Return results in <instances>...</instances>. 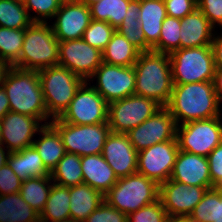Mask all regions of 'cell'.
I'll list each match as a JSON object with an SVG mask.
<instances>
[{
  "label": "cell",
  "mask_w": 222,
  "mask_h": 222,
  "mask_svg": "<svg viewBox=\"0 0 222 222\" xmlns=\"http://www.w3.org/2000/svg\"><path fill=\"white\" fill-rule=\"evenodd\" d=\"M213 81L173 84L171 98L166 108L177 126L196 120L220 116V107Z\"/></svg>",
  "instance_id": "1"
},
{
  "label": "cell",
  "mask_w": 222,
  "mask_h": 222,
  "mask_svg": "<svg viewBox=\"0 0 222 222\" xmlns=\"http://www.w3.org/2000/svg\"><path fill=\"white\" fill-rule=\"evenodd\" d=\"M135 69L134 95L150 98L166 107L170 101L173 81L169 54L142 52L133 65Z\"/></svg>",
  "instance_id": "2"
},
{
  "label": "cell",
  "mask_w": 222,
  "mask_h": 222,
  "mask_svg": "<svg viewBox=\"0 0 222 222\" xmlns=\"http://www.w3.org/2000/svg\"><path fill=\"white\" fill-rule=\"evenodd\" d=\"M3 88L9 99L10 111L47 121L48 115L38 71L12 67Z\"/></svg>",
  "instance_id": "3"
},
{
  "label": "cell",
  "mask_w": 222,
  "mask_h": 222,
  "mask_svg": "<svg viewBox=\"0 0 222 222\" xmlns=\"http://www.w3.org/2000/svg\"><path fill=\"white\" fill-rule=\"evenodd\" d=\"M59 61V40L47 22H33L25 28L23 46L15 68L31 71L56 66Z\"/></svg>",
  "instance_id": "4"
},
{
  "label": "cell",
  "mask_w": 222,
  "mask_h": 222,
  "mask_svg": "<svg viewBox=\"0 0 222 222\" xmlns=\"http://www.w3.org/2000/svg\"><path fill=\"white\" fill-rule=\"evenodd\" d=\"M38 75L45 106L52 119L63 114L77 90L85 82L83 78L60 65L41 69Z\"/></svg>",
  "instance_id": "5"
},
{
  "label": "cell",
  "mask_w": 222,
  "mask_h": 222,
  "mask_svg": "<svg viewBox=\"0 0 222 222\" xmlns=\"http://www.w3.org/2000/svg\"><path fill=\"white\" fill-rule=\"evenodd\" d=\"M158 199L159 185L138 173L118 178L116 184L104 195V200L110 206L126 215Z\"/></svg>",
  "instance_id": "6"
},
{
  "label": "cell",
  "mask_w": 222,
  "mask_h": 222,
  "mask_svg": "<svg viewBox=\"0 0 222 222\" xmlns=\"http://www.w3.org/2000/svg\"><path fill=\"white\" fill-rule=\"evenodd\" d=\"M169 57L173 84L214 81L216 66L211 45L180 48Z\"/></svg>",
  "instance_id": "7"
},
{
  "label": "cell",
  "mask_w": 222,
  "mask_h": 222,
  "mask_svg": "<svg viewBox=\"0 0 222 222\" xmlns=\"http://www.w3.org/2000/svg\"><path fill=\"white\" fill-rule=\"evenodd\" d=\"M49 123L59 132L66 152L78 156L102 154L106 138L111 132L108 123L75 125L63 122L59 117Z\"/></svg>",
  "instance_id": "8"
},
{
  "label": "cell",
  "mask_w": 222,
  "mask_h": 222,
  "mask_svg": "<svg viewBox=\"0 0 222 222\" xmlns=\"http://www.w3.org/2000/svg\"><path fill=\"white\" fill-rule=\"evenodd\" d=\"M176 139L179 150L207 157L222 142L221 116L178 125Z\"/></svg>",
  "instance_id": "9"
},
{
  "label": "cell",
  "mask_w": 222,
  "mask_h": 222,
  "mask_svg": "<svg viewBox=\"0 0 222 222\" xmlns=\"http://www.w3.org/2000/svg\"><path fill=\"white\" fill-rule=\"evenodd\" d=\"M161 108L156 101L137 95L111 102L108 111L110 130L113 133L126 134Z\"/></svg>",
  "instance_id": "10"
},
{
  "label": "cell",
  "mask_w": 222,
  "mask_h": 222,
  "mask_svg": "<svg viewBox=\"0 0 222 222\" xmlns=\"http://www.w3.org/2000/svg\"><path fill=\"white\" fill-rule=\"evenodd\" d=\"M85 81L77 90L69 107L59 117L63 122L75 125L108 123L109 104Z\"/></svg>",
  "instance_id": "11"
},
{
  "label": "cell",
  "mask_w": 222,
  "mask_h": 222,
  "mask_svg": "<svg viewBox=\"0 0 222 222\" xmlns=\"http://www.w3.org/2000/svg\"><path fill=\"white\" fill-rule=\"evenodd\" d=\"M177 139L156 143L138 152L137 173L155 181L158 185L172 175L177 154Z\"/></svg>",
  "instance_id": "12"
},
{
  "label": "cell",
  "mask_w": 222,
  "mask_h": 222,
  "mask_svg": "<svg viewBox=\"0 0 222 222\" xmlns=\"http://www.w3.org/2000/svg\"><path fill=\"white\" fill-rule=\"evenodd\" d=\"M97 78L92 86L109 104L132 96L135 93V69L133 66H117L102 62L91 79Z\"/></svg>",
  "instance_id": "13"
},
{
  "label": "cell",
  "mask_w": 222,
  "mask_h": 222,
  "mask_svg": "<svg viewBox=\"0 0 222 222\" xmlns=\"http://www.w3.org/2000/svg\"><path fill=\"white\" fill-rule=\"evenodd\" d=\"M177 124L166 107L126 133L137 152L176 138Z\"/></svg>",
  "instance_id": "14"
},
{
  "label": "cell",
  "mask_w": 222,
  "mask_h": 222,
  "mask_svg": "<svg viewBox=\"0 0 222 222\" xmlns=\"http://www.w3.org/2000/svg\"><path fill=\"white\" fill-rule=\"evenodd\" d=\"M101 63L102 52L90 46L83 38L59 41L58 65L69 69L85 81H89Z\"/></svg>",
  "instance_id": "15"
},
{
  "label": "cell",
  "mask_w": 222,
  "mask_h": 222,
  "mask_svg": "<svg viewBox=\"0 0 222 222\" xmlns=\"http://www.w3.org/2000/svg\"><path fill=\"white\" fill-rule=\"evenodd\" d=\"M207 190L169 179L159 185V199L168 217L189 216Z\"/></svg>",
  "instance_id": "16"
},
{
  "label": "cell",
  "mask_w": 222,
  "mask_h": 222,
  "mask_svg": "<svg viewBox=\"0 0 222 222\" xmlns=\"http://www.w3.org/2000/svg\"><path fill=\"white\" fill-rule=\"evenodd\" d=\"M39 123L37 118L9 111L0 121L3 147L5 143L6 151L17 152L32 146L35 132H39L43 125L50 124L44 122L45 124L40 126Z\"/></svg>",
  "instance_id": "17"
},
{
  "label": "cell",
  "mask_w": 222,
  "mask_h": 222,
  "mask_svg": "<svg viewBox=\"0 0 222 222\" xmlns=\"http://www.w3.org/2000/svg\"><path fill=\"white\" fill-rule=\"evenodd\" d=\"M52 29L59 41L81 39L91 19L90 7L82 2L61 3Z\"/></svg>",
  "instance_id": "18"
},
{
  "label": "cell",
  "mask_w": 222,
  "mask_h": 222,
  "mask_svg": "<svg viewBox=\"0 0 222 222\" xmlns=\"http://www.w3.org/2000/svg\"><path fill=\"white\" fill-rule=\"evenodd\" d=\"M102 156L117 178L137 173L138 152L127 134L110 132L103 146Z\"/></svg>",
  "instance_id": "19"
},
{
  "label": "cell",
  "mask_w": 222,
  "mask_h": 222,
  "mask_svg": "<svg viewBox=\"0 0 222 222\" xmlns=\"http://www.w3.org/2000/svg\"><path fill=\"white\" fill-rule=\"evenodd\" d=\"M170 179L188 186L215 188L210 178L208 158L181 150L177 154Z\"/></svg>",
  "instance_id": "20"
},
{
  "label": "cell",
  "mask_w": 222,
  "mask_h": 222,
  "mask_svg": "<svg viewBox=\"0 0 222 222\" xmlns=\"http://www.w3.org/2000/svg\"><path fill=\"white\" fill-rule=\"evenodd\" d=\"M213 29V30H212ZM214 27L203 13L196 8L181 19L180 48L211 45Z\"/></svg>",
  "instance_id": "21"
},
{
  "label": "cell",
  "mask_w": 222,
  "mask_h": 222,
  "mask_svg": "<svg viewBox=\"0 0 222 222\" xmlns=\"http://www.w3.org/2000/svg\"><path fill=\"white\" fill-rule=\"evenodd\" d=\"M83 183L105 195L118 181L102 154L81 156Z\"/></svg>",
  "instance_id": "22"
},
{
  "label": "cell",
  "mask_w": 222,
  "mask_h": 222,
  "mask_svg": "<svg viewBox=\"0 0 222 222\" xmlns=\"http://www.w3.org/2000/svg\"><path fill=\"white\" fill-rule=\"evenodd\" d=\"M138 17L146 42L153 48L159 42L162 23L167 17L164 0H140Z\"/></svg>",
  "instance_id": "23"
},
{
  "label": "cell",
  "mask_w": 222,
  "mask_h": 222,
  "mask_svg": "<svg viewBox=\"0 0 222 222\" xmlns=\"http://www.w3.org/2000/svg\"><path fill=\"white\" fill-rule=\"evenodd\" d=\"M104 201V195L88 184L70 187V216L75 222L86 218Z\"/></svg>",
  "instance_id": "24"
},
{
  "label": "cell",
  "mask_w": 222,
  "mask_h": 222,
  "mask_svg": "<svg viewBox=\"0 0 222 222\" xmlns=\"http://www.w3.org/2000/svg\"><path fill=\"white\" fill-rule=\"evenodd\" d=\"M7 164L22 181L34 177L50 176V172L33 146L10 152Z\"/></svg>",
  "instance_id": "25"
},
{
  "label": "cell",
  "mask_w": 222,
  "mask_h": 222,
  "mask_svg": "<svg viewBox=\"0 0 222 222\" xmlns=\"http://www.w3.org/2000/svg\"><path fill=\"white\" fill-rule=\"evenodd\" d=\"M42 137L35 140L32 146L39 153L46 169L51 173L60 159L67 153L59 132L46 124L39 130Z\"/></svg>",
  "instance_id": "26"
},
{
  "label": "cell",
  "mask_w": 222,
  "mask_h": 222,
  "mask_svg": "<svg viewBox=\"0 0 222 222\" xmlns=\"http://www.w3.org/2000/svg\"><path fill=\"white\" fill-rule=\"evenodd\" d=\"M71 220L70 187L53 183L40 222H62Z\"/></svg>",
  "instance_id": "27"
},
{
  "label": "cell",
  "mask_w": 222,
  "mask_h": 222,
  "mask_svg": "<svg viewBox=\"0 0 222 222\" xmlns=\"http://www.w3.org/2000/svg\"><path fill=\"white\" fill-rule=\"evenodd\" d=\"M0 222H40V214L22 199L19 192L0 195Z\"/></svg>",
  "instance_id": "28"
},
{
  "label": "cell",
  "mask_w": 222,
  "mask_h": 222,
  "mask_svg": "<svg viewBox=\"0 0 222 222\" xmlns=\"http://www.w3.org/2000/svg\"><path fill=\"white\" fill-rule=\"evenodd\" d=\"M141 52L125 36L115 31L102 51V62L117 66H133Z\"/></svg>",
  "instance_id": "29"
},
{
  "label": "cell",
  "mask_w": 222,
  "mask_h": 222,
  "mask_svg": "<svg viewBox=\"0 0 222 222\" xmlns=\"http://www.w3.org/2000/svg\"><path fill=\"white\" fill-rule=\"evenodd\" d=\"M140 0H131L122 24L116 29L121 35L135 46L141 53L151 51L152 47L146 42L144 31L139 22Z\"/></svg>",
  "instance_id": "30"
},
{
  "label": "cell",
  "mask_w": 222,
  "mask_h": 222,
  "mask_svg": "<svg viewBox=\"0 0 222 222\" xmlns=\"http://www.w3.org/2000/svg\"><path fill=\"white\" fill-rule=\"evenodd\" d=\"M53 183L73 187L83 183L81 156L66 153L50 173Z\"/></svg>",
  "instance_id": "31"
},
{
  "label": "cell",
  "mask_w": 222,
  "mask_h": 222,
  "mask_svg": "<svg viewBox=\"0 0 222 222\" xmlns=\"http://www.w3.org/2000/svg\"><path fill=\"white\" fill-rule=\"evenodd\" d=\"M51 181V176H48L29 178L22 182L19 191L22 199L39 214H41L46 205V201L53 185V183L51 184Z\"/></svg>",
  "instance_id": "32"
},
{
  "label": "cell",
  "mask_w": 222,
  "mask_h": 222,
  "mask_svg": "<svg viewBox=\"0 0 222 222\" xmlns=\"http://www.w3.org/2000/svg\"><path fill=\"white\" fill-rule=\"evenodd\" d=\"M33 23L22 0H0V26L25 29Z\"/></svg>",
  "instance_id": "33"
},
{
  "label": "cell",
  "mask_w": 222,
  "mask_h": 222,
  "mask_svg": "<svg viewBox=\"0 0 222 222\" xmlns=\"http://www.w3.org/2000/svg\"><path fill=\"white\" fill-rule=\"evenodd\" d=\"M131 0H100L90 6L91 19L106 21L117 29L123 22Z\"/></svg>",
  "instance_id": "34"
},
{
  "label": "cell",
  "mask_w": 222,
  "mask_h": 222,
  "mask_svg": "<svg viewBox=\"0 0 222 222\" xmlns=\"http://www.w3.org/2000/svg\"><path fill=\"white\" fill-rule=\"evenodd\" d=\"M25 29H10L0 26V59L13 65L20 57Z\"/></svg>",
  "instance_id": "35"
},
{
  "label": "cell",
  "mask_w": 222,
  "mask_h": 222,
  "mask_svg": "<svg viewBox=\"0 0 222 222\" xmlns=\"http://www.w3.org/2000/svg\"><path fill=\"white\" fill-rule=\"evenodd\" d=\"M181 19L167 16L161 27L159 42L152 48L153 51L171 54L180 49Z\"/></svg>",
  "instance_id": "36"
},
{
  "label": "cell",
  "mask_w": 222,
  "mask_h": 222,
  "mask_svg": "<svg viewBox=\"0 0 222 222\" xmlns=\"http://www.w3.org/2000/svg\"><path fill=\"white\" fill-rule=\"evenodd\" d=\"M116 29L106 21L91 20L84 31L83 40L101 52L106 48Z\"/></svg>",
  "instance_id": "37"
},
{
  "label": "cell",
  "mask_w": 222,
  "mask_h": 222,
  "mask_svg": "<svg viewBox=\"0 0 222 222\" xmlns=\"http://www.w3.org/2000/svg\"><path fill=\"white\" fill-rule=\"evenodd\" d=\"M217 212V188L208 189L189 215L195 222H214Z\"/></svg>",
  "instance_id": "38"
},
{
  "label": "cell",
  "mask_w": 222,
  "mask_h": 222,
  "mask_svg": "<svg viewBox=\"0 0 222 222\" xmlns=\"http://www.w3.org/2000/svg\"><path fill=\"white\" fill-rule=\"evenodd\" d=\"M167 219L160 199L127 215V222H167Z\"/></svg>",
  "instance_id": "39"
},
{
  "label": "cell",
  "mask_w": 222,
  "mask_h": 222,
  "mask_svg": "<svg viewBox=\"0 0 222 222\" xmlns=\"http://www.w3.org/2000/svg\"><path fill=\"white\" fill-rule=\"evenodd\" d=\"M28 11L32 9L38 15L32 17L33 22L45 23V19L53 18L59 10L61 2L59 0H22ZM41 17V18H40Z\"/></svg>",
  "instance_id": "40"
},
{
  "label": "cell",
  "mask_w": 222,
  "mask_h": 222,
  "mask_svg": "<svg viewBox=\"0 0 222 222\" xmlns=\"http://www.w3.org/2000/svg\"><path fill=\"white\" fill-rule=\"evenodd\" d=\"M84 222H127V215L113 208L104 200Z\"/></svg>",
  "instance_id": "41"
},
{
  "label": "cell",
  "mask_w": 222,
  "mask_h": 222,
  "mask_svg": "<svg viewBox=\"0 0 222 222\" xmlns=\"http://www.w3.org/2000/svg\"><path fill=\"white\" fill-rule=\"evenodd\" d=\"M22 182L8 164L0 167V195L19 192Z\"/></svg>",
  "instance_id": "42"
},
{
  "label": "cell",
  "mask_w": 222,
  "mask_h": 222,
  "mask_svg": "<svg viewBox=\"0 0 222 222\" xmlns=\"http://www.w3.org/2000/svg\"><path fill=\"white\" fill-rule=\"evenodd\" d=\"M197 8L214 28L216 23L222 27V0H197Z\"/></svg>",
  "instance_id": "43"
},
{
  "label": "cell",
  "mask_w": 222,
  "mask_h": 222,
  "mask_svg": "<svg viewBox=\"0 0 222 222\" xmlns=\"http://www.w3.org/2000/svg\"><path fill=\"white\" fill-rule=\"evenodd\" d=\"M167 16L183 19L197 8V0H164Z\"/></svg>",
  "instance_id": "44"
},
{
  "label": "cell",
  "mask_w": 222,
  "mask_h": 222,
  "mask_svg": "<svg viewBox=\"0 0 222 222\" xmlns=\"http://www.w3.org/2000/svg\"><path fill=\"white\" fill-rule=\"evenodd\" d=\"M212 185L217 187L222 182V142L207 156Z\"/></svg>",
  "instance_id": "45"
},
{
  "label": "cell",
  "mask_w": 222,
  "mask_h": 222,
  "mask_svg": "<svg viewBox=\"0 0 222 222\" xmlns=\"http://www.w3.org/2000/svg\"><path fill=\"white\" fill-rule=\"evenodd\" d=\"M216 69H222V35L213 36L211 43Z\"/></svg>",
  "instance_id": "46"
},
{
  "label": "cell",
  "mask_w": 222,
  "mask_h": 222,
  "mask_svg": "<svg viewBox=\"0 0 222 222\" xmlns=\"http://www.w3.org/2000/svg\"><path fill=\"white\" fill-rule=\"evenodd\" d=\"M10 111L9 99L3 86L0 87V121Z\"/></svg>",
  "instance_id": "47"
},
{
  "label": "cell",
  "mask_w": 222,
  "mask_h": 222,
  "mask_svg": "<svg viewBox=\"0 0 222 222\" xmlns=\"http://www.w3.org/2000/svg\"><path fill=\"white\" fill-rule=\"evenodd\" d=\"M214 88L217 95V100L220 105L222 100V69H216V73L214 76Z\"/></svg>",
  "instance_id": "48"
},
{
  "label": "cell",
  "mask_w": 222,
  "mask_h": 222,
  "mask_svg": "<svg viewBox=\"0 0 222 222\" xmlns=\"http://www.w3.org/2000/svg\"><path fill=\"white\" fill-rule=\"evenodd\" d=\"M12 67L13 66L9 62L0 59V87L3 86L6 75Z\"/></svg>",
  "instance_id": "49"
},
{
  "label": "cell",
  "mask_w": 222,
  "mask_h": 222,
  "mask_svg": "<svg viewBox=\"0 0 222 222\" xmlns=\"http://www.w3.org/2000/svg\"><path fill=\"white\" fill-rule=\"evenodd\" d=\"M214 222H222V191L219 189H217V212Z\"/></svg>",
  "instance_id": "50"
},
{
  "label": "cell",
  "mask_w": 222,
  "mask_h": 222,
  "mask_svg": "<svg viewBox=\"0 0 222 222\" xmlns=\"http://www.w3.org/2000/svg\"><path fill=\"white\" fill-rule=\"evenodd\" d=\"M167 222H195L190 216L168 217Z\"/></svg>",
  "instance_id": "51"
},
{
  "label": "cell",
  "mask_w": 222,
  "mask_h": 222,
  "mask_svg": "<svg viewBox=\"0 0 222 222\" xmlns=\"http://www.w3.org/2000/svg\"><path fill=\"white\" fill-rule=\"evenodd\" d=\"M4 150L5 149L3 148V146H1L0 147V167L7 164L8 157H9V154H10L9 151H7L6 154H5Z\"/></svg>",
  "instance_id": "52"
},
{
  "label": "cell",
  "mask_w": 222,
  "mask_h": 222,
  "mask_svg": "<svg viewBox=\"0 0 222 222\" xmlns=\"http://www.w3.org/2000/svg\"><path fill=\"white\" fill-rule=\"evenodd\" d=\"M100 0H79V2L84 3L86 6L90 7L91 5L99 2Z\"/></svg>",
  "instance_id": "53"
},
{
  "label": "cell",
  "mask_w": 222,
  "mask_h": 222,
  "mask_svg": "<svg viewBox=\"0 0 222 222\" xmlns=\"http://www.w3.org/2000/svg\"><path fill=\"white\" fill-rule=\"evenodd\" d=\"M61 3L79 2V0H59Z\"/></svg>",
  "instance_id": "54"
},
{
  "label": "cell",
  "mask_w": 222,
  "mask_h": 222,
  "mask_svg": "<svg viewBox=\"0 0 222 222\" xmlns=\"http://www.w3.org/2000/svg\"><path fill=\"white\" fill-rule=\"evenodd\" d=\"M3 146V141H2V131H1V126H0V147Z\"/></svg>",
  "instance_id": "55"
},
{
  "label": "cell",
  "mask_w": 222,
  "mask_h": 222,
  "mask_svg": "<svg viewBox=\"0 0 222 222\" xmlns=\"http://www.w3.org/2000/svg\"><path fill=\"white\" fill-rule=\"evenodd\" d=\"M216 188L222 191V182Z\"/></svg>",
  "instance_id": "56"
},
{
  "label": "cell",
  "mask_w": 222,
  "mask_h": 222,
  "mask_svg": "<svg viewBox=\"0 0 222 222\" xmlns=\"http://www.w3.org/2000/svg\"><path fill=\"white\" fill-rule=\"evenodd\" d=\"M62 222H75L74 220L62 221Z\"/></svg>",
  "instance_id": "57"
}]
</instances>
